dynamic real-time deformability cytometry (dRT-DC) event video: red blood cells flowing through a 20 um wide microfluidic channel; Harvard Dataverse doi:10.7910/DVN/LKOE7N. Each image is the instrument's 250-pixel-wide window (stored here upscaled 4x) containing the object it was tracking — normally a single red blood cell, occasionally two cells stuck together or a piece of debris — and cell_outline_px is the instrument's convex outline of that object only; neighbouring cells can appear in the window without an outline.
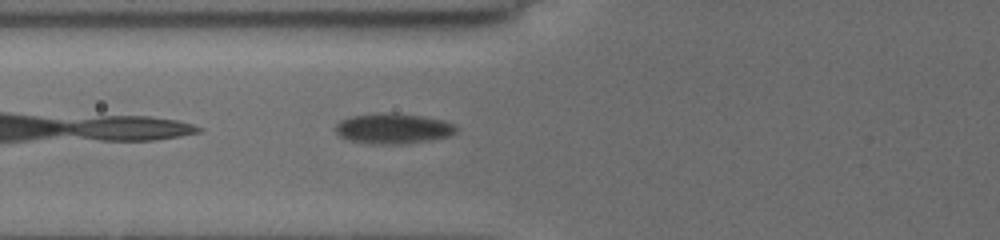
{"species": "common noctule bat (a hibernating species)", "species_latin": "Nyctalus noctula", "temperature_condition": "cold", "stored_images_in_passage": 3, "camera_frame_rate_fps": 3000, "um_per_image_px": 0.085, "animal": {"sex": "female", "body_mass_g": 19.5, "forearm_length_mm": 54.1}, "frame": {"image": 1, "passage_image": 3, "time_ms": 2.333, "image_size_px": [1000, 240], "cell_outline_px": [[456, 132], [448, 136], [428, 140], [404, 144], [368, 144], [348, 140], [340, 136], [336, 132], [336, 124], [340, 120], [352, 116], [376, 112], [392, 112], [420, 116], [440, 120], [452, 124], [456, 128]], "centroid_in_image_um": [33.34, 10.92], "position_along_channel_um": 92.5, "area_um2": 21.33}}